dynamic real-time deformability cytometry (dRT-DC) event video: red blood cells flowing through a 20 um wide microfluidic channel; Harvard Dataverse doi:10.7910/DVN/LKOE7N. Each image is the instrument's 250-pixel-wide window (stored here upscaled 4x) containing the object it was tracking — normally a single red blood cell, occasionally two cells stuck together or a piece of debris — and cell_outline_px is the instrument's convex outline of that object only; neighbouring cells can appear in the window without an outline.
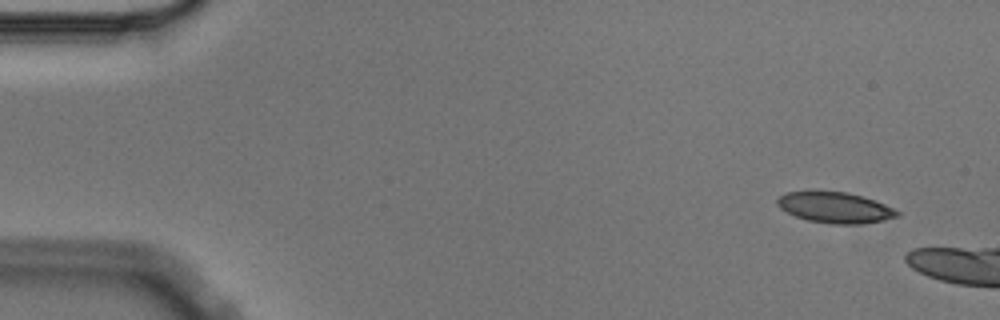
{"species": "Egyptian fruit bat (a non-hibernating species)", "species_latin": "Rousettus aegyptiacus", "temperature_condition": "cold", "stored_images_in_passage": 3, "camera_frame_rate_fps": 3000, "um_per_image_px": 0.085, "animal": {"sex": "male"}, "frame": {"image": 1, "passage_image": 1, "time_ms": 0.0, "image_size_px": [1000, 320], "cell_outline_px": [[900, 216], [880, 220], [856, 224], [832, 224], [808, 220], [796, 216], [780, 208], [776, 204], [776, 200], [784, 192], [848, 192], [884, 204], [900, 212]], "centroid_in_image_um": [70.95, 17.64], "position_along_channel_um": 14.1, "area_um2": 21.04}}